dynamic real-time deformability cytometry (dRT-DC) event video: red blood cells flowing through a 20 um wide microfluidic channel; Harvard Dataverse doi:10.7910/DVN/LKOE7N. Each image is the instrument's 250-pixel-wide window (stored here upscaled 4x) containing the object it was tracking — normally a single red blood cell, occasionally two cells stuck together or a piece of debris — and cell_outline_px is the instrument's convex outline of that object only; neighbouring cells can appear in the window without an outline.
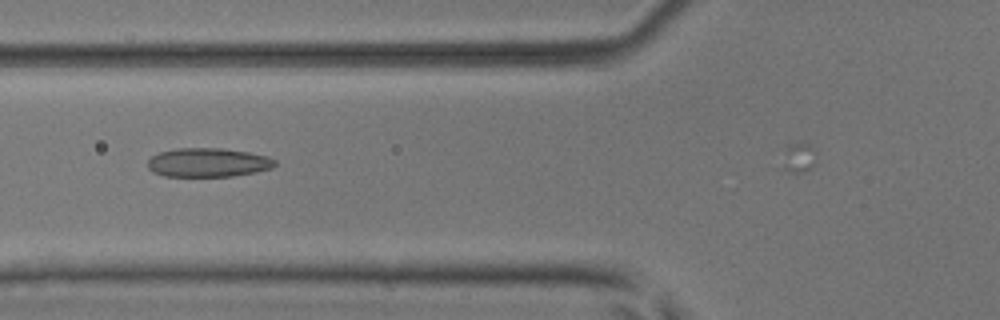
{"species": "common noctule bat (a hibernating species)", "species_latin": "Nyctalus noctula", "temperature_condition": "room temperature", "stored_images_in_passage": 4, "camera_frame_rate_fps": 3000, "um_per_image_px": 0.085, "animal": {"sex": "male", "body_mass_g": 17.9, "forearm_length_mm": 54.2}, "frame": {"image": 1, "passage_image": 3, "time_ms": 0.667, "image_size_px": [1000, 320], "cell_outline_px": [[276, 164], [272, 168], [256, 172], [232, 176], [164, 176], [152, 172], [148, 168], [148, 160], [152, 156], [160, 152], [176, 148], [220, 148], [248, 152], [268, 156], [276, 160]], "centroid_in_image_um": [17.68, 13.81], "position_along_channel_um": 108.1, "area_um2": 21.5}}